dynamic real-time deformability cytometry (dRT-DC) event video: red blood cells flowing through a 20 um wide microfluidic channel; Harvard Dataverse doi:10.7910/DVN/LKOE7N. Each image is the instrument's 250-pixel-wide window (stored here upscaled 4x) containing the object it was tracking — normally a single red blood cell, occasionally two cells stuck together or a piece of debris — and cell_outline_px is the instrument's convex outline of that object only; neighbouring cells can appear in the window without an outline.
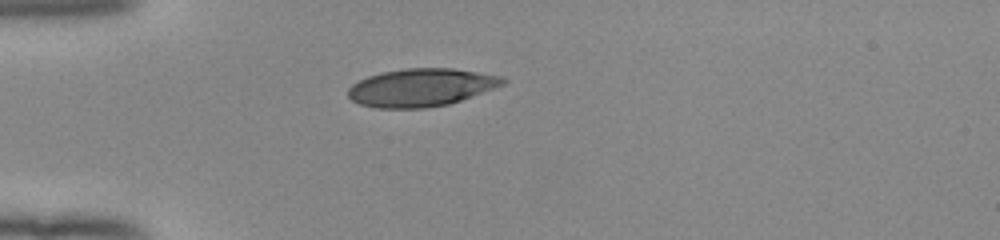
{"species": "human", "species_latin": "Homo sapiens", "temperature_condition": "room temperature", "stored_images_in_passage": 38, "camera_frame_rate_fps": 3000, "um_per_image_px": 0.085, "donor": {"sex": "female"}, "frame": {"image": 1, "passage_image": 1, "time_ms": 0.0, "image_size_px": [1000, 240], "cell_outline_px": [[508, 80], [504, 84], [472, 96], [448, 104], [424, 108], [376, 108], [360, 104], [352, 100], [348, 96], [348, 88], [352, 84], [368, 76], [380, 72], [404, 68], [452, 68], [500, 76]], "centroid_in_image_um": [35.76, 7.43], "position_along_channel_um": 49.2, "area_um2": 33.99}}
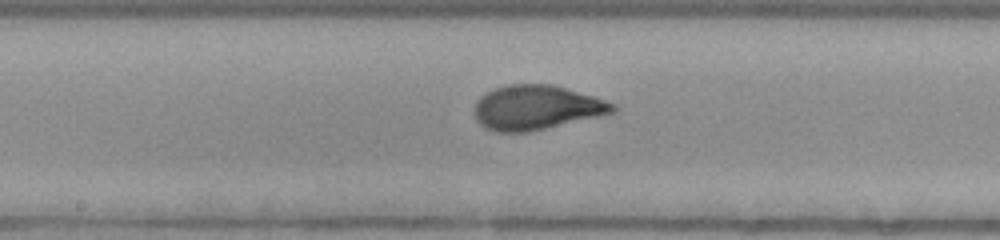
{"frame": {"image": 2, "passage_image": 14, "time_ms": 4.333, "image_size_px": [1000, 240], "cell_outline_px": [[620, 108], [616, 112], [528, 132], [496, 132], [484, 128], [476, 120], [476, 100], [480, 96], [496, 88], [508, 84], [552, 84], [592, 96], [616, 104]], "centroid_in_image_um": [45.6, 9.14], "position_along_channel_um": 202.6, "area_um2": 35.66}}
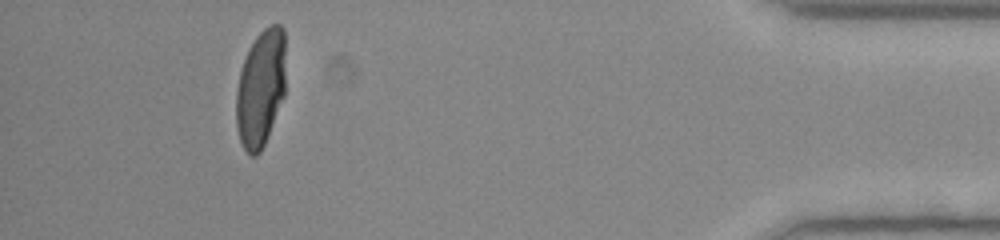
{"frame": {"image": 3, "passage_image": 34, "time_ms": 11.0, "image_size_px": [1000, 240], "cell_outline_px": [[284, 96], [264, 144], [260, 152], [256, 156], [248, 156], [240, 140], [236, 128], [236, 88], [240, 72], [248, 48], [256, 36], [264, 28], [272, 24], [280, 24], [284, 28]], "centroid_in_image_um": [22.14, 7.5], "position_along_channel_um": 413.1, "area_um2": 33.81}, "authors_computed_cell_mechanics": {"area_um2": 34.6511, "velocity_mm_per_s": 3.9698, "shape_relaxation_time_tau1_ms": 4.7659, "shape_relaxation_time_tau2_ms": null, "deformation_change_tau1": 0.2198, "deformation_change_tau2": null}}